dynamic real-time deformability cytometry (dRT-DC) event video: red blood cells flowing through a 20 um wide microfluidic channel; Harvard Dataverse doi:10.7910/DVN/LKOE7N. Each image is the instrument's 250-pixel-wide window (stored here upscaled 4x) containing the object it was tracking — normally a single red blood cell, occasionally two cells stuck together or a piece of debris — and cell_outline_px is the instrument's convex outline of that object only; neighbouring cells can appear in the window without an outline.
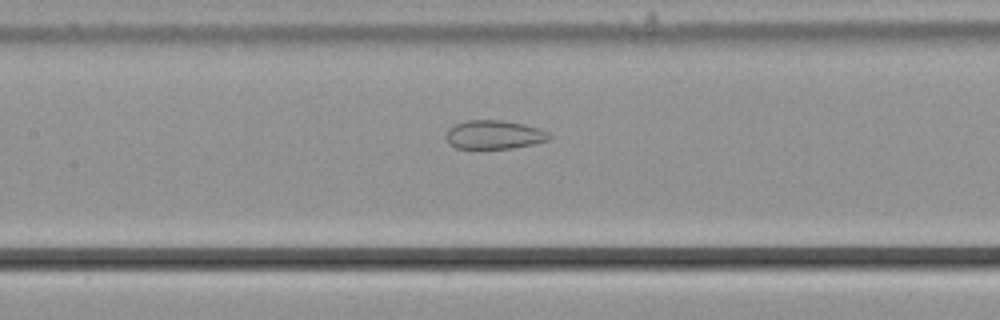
{"species": "common noctule bat (a hibernating species)", "species_latin": "Nyctalus noctula", "temperature_condition": "cold", "stored_images_in_passage": 40, "camera_frame_rate_fps": 3000, "um_per_image_px": 0.085, "animal": {"sex": "male", "body_mass_g": 21.5, "forearm_length_mm": 52.0}, "frame": {"image": 1, "passage_image": 14, "time_ms": 4.333, "image_size_px": [1000, 320], "cell_outline_px": [[552, 136], [548, 140], [532, 144], [512, 148], [456, 148], [444, 136], [448, 128], [456, 124], [468, 120], [500, 120], [524, 124], [548, 132]], "centroid_in_image_um": [41.99, 11.44], "position_along_channel_um": 165.4, "area_um2": 17.05}}
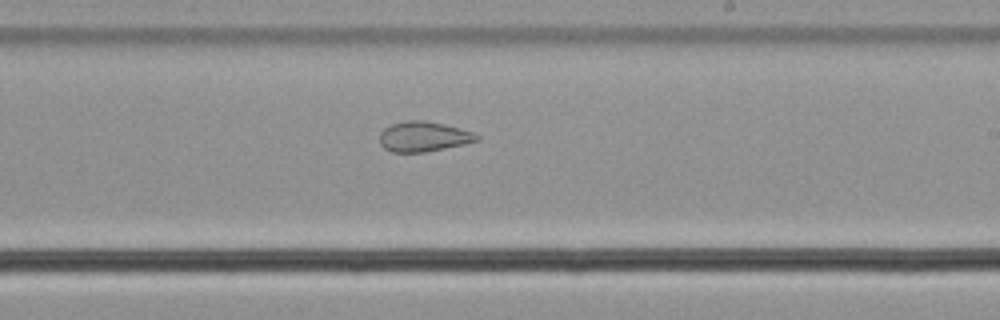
{"frame": {"image": 2, "passage_image": 21, "time_ms": 6.667, "image_size_px": [1000, 320], "cell_outline_px": [[480, 140], [464, 144], [424, 152], [392, 152], [384, 148], [380, 144], [380, 132], [384, 128], [392, 124], [404, 120], [424, 120], [444, 124], [460, 128], [472, 132], [480, 136]], "centroid_in_image_um": [35.99, 11.6], "position_along_channel_um": 253.0, "area_um2": 17.05}}
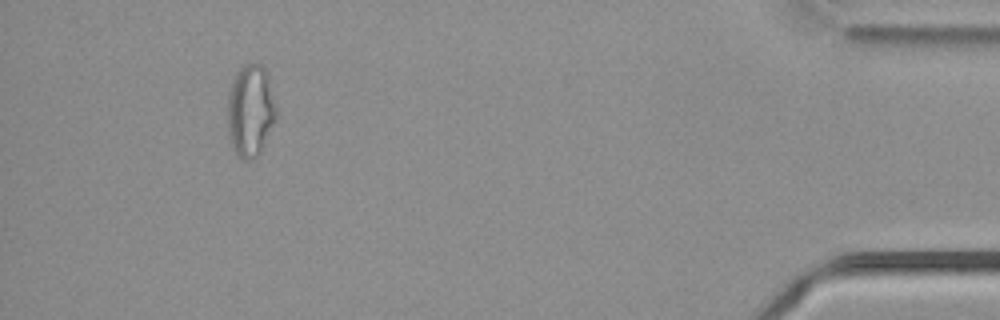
{"frame": {"image": 3, "passage_image": 39, "time_ms": 12.667, "image_size_px": [1000, 320], "cell_outline_px": [[276, 116], [260, 152], [252, 160], [240, 160], [232, 148], [228, 132], [228, 92], [232, 80], [236, 72], [244, 64], [260, 64], [264, 68], [276, 108]], "centroid_in_image_um": [21.24, 9.43], "position_along_channel_um": 414.0, "area_um2": 25.78}}